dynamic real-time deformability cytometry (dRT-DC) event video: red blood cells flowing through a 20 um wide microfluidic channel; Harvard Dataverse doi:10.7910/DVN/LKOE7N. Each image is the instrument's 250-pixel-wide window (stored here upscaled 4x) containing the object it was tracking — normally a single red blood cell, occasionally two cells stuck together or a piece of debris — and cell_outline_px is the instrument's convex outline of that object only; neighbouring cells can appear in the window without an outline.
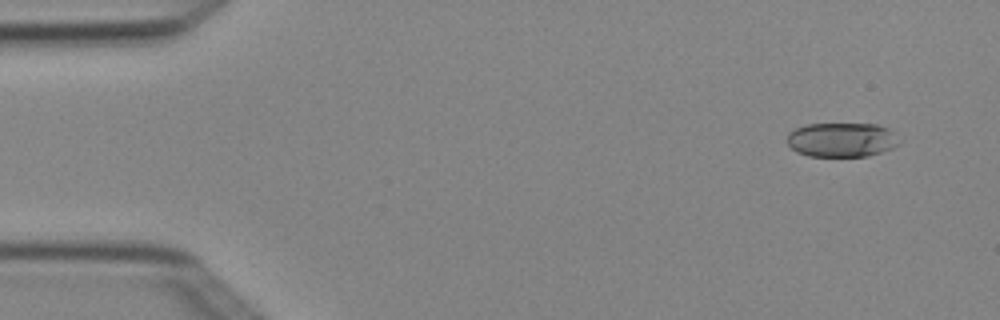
{"species": "Egyptian fruit bat (a non-hibernating species)", "species_latin": "Rousettus aegyptiacus", "temperature_condition": "cold", "stored_images_in_passage": 4, "camera_frame_rate_fps": 3000, "um_per_image_px": 0.085, "animal": {"sex": "female"}, "frame": {"image": 1, "passage_image": 1, "time_ms": 0.0, "image_size_px": [1000, 320], "cell_outline_px": [[900, 144], [892, 148], [868, 156], [808, 156], [796, 152], [788, 144], [788, 132], [796, 128], [808, 124], [876, 124], [888, 128], [900, 140]], "centroid_in_image_um": [71.54, 11.88], "position_along_channel_um": 13.5, "area_um2": 22.43}}